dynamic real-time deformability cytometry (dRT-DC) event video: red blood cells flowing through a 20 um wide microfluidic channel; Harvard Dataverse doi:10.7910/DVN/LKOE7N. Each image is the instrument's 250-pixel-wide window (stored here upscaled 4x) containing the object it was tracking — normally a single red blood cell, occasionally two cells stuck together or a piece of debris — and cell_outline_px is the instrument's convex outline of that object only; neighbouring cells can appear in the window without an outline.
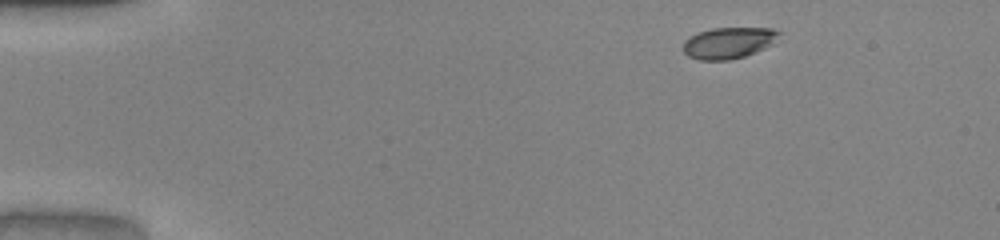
{"species": "common noctule bat (a hibernating species)", "species_latin": "Nyctalus noctula", "temperature_condition": "warm", "stored_images_in_passage": 45, "camera_frame_rate_fps": 3000, "um_per_image_px": 0.085, "animal": {"sex": "male", "body_mass_g": 20.0, "forearm_length_mm": 53.3}, "frame": {"image": 1, "passage_image": 1, "time_ms": 0.0, "image_size_px": [1000, 240], "cell_outline_px": [[780, 32], [772, 44], [764, 48], [744, 56], [728, 60], [700, 60], [688, 56], [684, 52], [684, 40], [700, 32], [712, 28], [772, 28]], "centroid_in_image_um": [61.91, 3.64], "position_along_channel_um": 23.1, "area_um2": 17.17}}
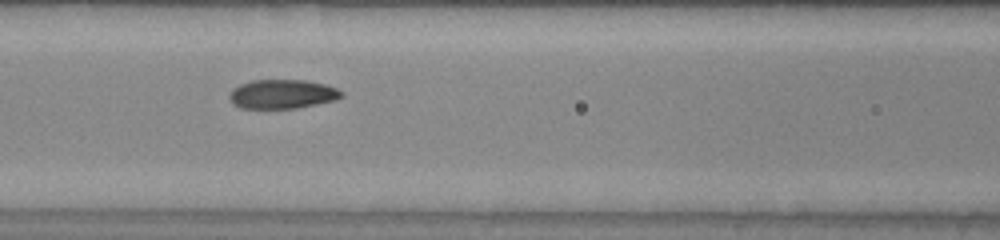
{"frame": {"image": 2, "passage_image": 17, "time_ms": 5.333, "image_size_px": [1000, 240], "cell_outline_px": [[344, 96], [336, 100], [296, 108], [240, 108], [232, 104], [228, 96], [232, 88], [240, 84], [252, 80], [308, 80], [324, 84], [336, 88], [344, 92]], "centroid_in_image_um": [23.99, 7.99], "position_along_channel_um": 142.6, "area_um2": 19.19}}
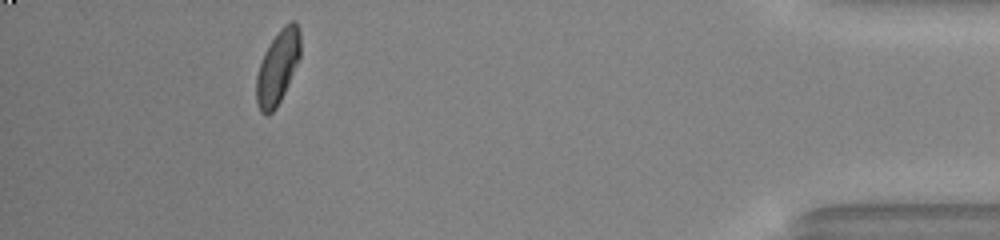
{"frame": {"image": 3, "passage_image": 41, "time_ms": 13.333, "image_size_px": [1000, 240], "cell_outline_px": [[300, 60], [276, 108], [268, 116], [264, 116], [260, 112], [256, 104], [256, 76], [264, 52], [280, 28], [284, 24], [292, 20], [296, 20], [300, 28]], "centroid_in_image_um": [23.61, 5.71], "position_along_channel_um": 411.6, "area_um2": 19.19}, "authors_computed_cell_mechanics": {"area_um2": 19.1896, "velocity_mm_per_s": 4.0424, "shape_relaxation_time_tau1_ms": 2.6174, "shape_relaxation_time_tau2_ms": 0.7501, "deformation_change_tau1": 0.155, "deformation_change_tau2": 0.0525}}